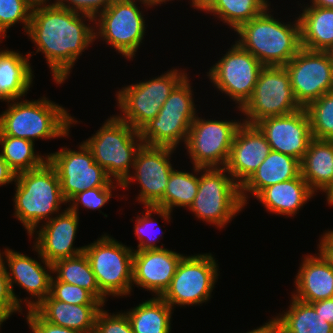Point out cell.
I'll return each mask as SVG.
<instances>
[{"instance_id": "6da1fadb", "label": "cell", "mask_w": 333, "mask_h": 333, "mask_svg": "<svg viewBox=\"0 0 333 333\" xmlns=\"http://www.w3.org/2000/svg\"><path fill=\"white\" fill-rule=\"evenodd\" d=\"M82 18L94 21L92 16H80V13L55 3L35 5L32 8L26 34L36 45V53L42 52L45 55L57 84L68 79L75 61L95 40V26L86 25V20Z\"/></svg>"}, {"instance_id": "7a4b0ae2", "label": "cell", "mask_w": 333, "mask_h": 333, "mask_svg": "<svg viewBox=\"0 0 333 333\" xmlns=\"http://www.w3.org/2000/svg\"><path fill=\"white\" fill-rule=\"evenodd\" d=\"M268 10L235 30L236 43L263 66H285L301 49L299 20L293 25L281 23Z\"/></svg>"}, {"instance_id": "3957f363", "label": "cell", "mask_w": 333, "mask_h": 333, "mask_svg": "<svg viewBox=\"0 0 333 333\" xmlns=\"http://www.w3.org/2000/svg\"><path fill=\"white\" fill-rule=\"evenodd\" d=\"M14 182V216L23 224L29 236H33L42 220H51V215L61 210L62 203L67 204L57 171L48 160L37 169L16 174Z\"/></svg>"}, {"instance_id": "277c9868", "label": "cell", "mask_w": 333, "mask_h": 333, "mask_svg": "<svg viewBox=\"0 0 333 333\" xmlns=\"http://www.w3.org/2000/svg\"><path fill=\"white\" fill-rule=\"evenodd\" d=\"M0 115V135L37 139L60 138L69 135L75 119L62 106L46 97L21 102L11 101Z\"/></svg>"}, {"instance_id": "5b68a950", "label": "cell", "mask_w": 333, "mask_h": 333, "mask_svg": "<svg viewBox=\"0 0 333 333\" xmlns=\"http://www.w3.org/2000/svg\"><path fill=\"white\" fill-rule=\"evenodd\" d=\"M84 143L95 162L118 186L130 175L129 168H133L136 153L143 144L140 132L117 116H110Z\"/></svg>"}, {"instance_id": "8992f818", "label": "cell", "mask_w": 333, "mask_h": 333, "mask_svg": "<svg viewBox=\"0 0 333 333\" xmlns=\"http://www.w3.org/2000/svg\"><path fill=\"white\" fill-rule=\"evenodd\" d=\"M193 170L194 173L201 174L198 192L189 210L198 219L224 228L241 209L243 210L240 186L230 174L226 175L229 172L225 167H194Z\"/></svg>"}, {"instance_id": "52a82bcc", "label": "cell", "mask_w": 333, "mask_h": 333, "mask_svg": "<svg viewBox=\"0 0 333 333\" xmlns=\"http://www.w3.org/2000/svg\"><path fill=\"white\" fill-rule=\"evenodd\" d=\"M187 75L185 71L171 69L151 80L122 88L116 96L123 114L117 117L140 131L157 116L171 92Z\"/></svg>"}, {"instance_id": "ba28073f", "label": "cell", "mask_w": 333, "mask_h": 333, "mask_svg": "<svg viewBox=\"0 0 333 333\" xmlns=\"http://www.w3.org/2000/svg\"><path fill=\"white\" fill-rule=\"evenodd\" d=\"M83 252L105 297L131 294L133 249L104 234Z\"/></svg>"}, {"instance_id": "9c48e42d", "label": "cell", "mask_w": 333, "mask_h": 333, "mask_svg": "<svg viewBox=\"0 0 333 333\" xmlns=\"http://www.w3.org/2000/svg\"><path fill=\"white\" fill-rule=\"evenodd\" d=\"M301 108L285 67L264 66L251 97L239 110L247 117L242 122L255 125L262 119L290 114Z\"/></svg>"}, {"instance_id": "30bf717a", "label": "cell", "mask_w": 333, "mask_h": 333, "mask_svg": "<svg viewBox=\"0 0 333 333\" xmlns=\"http://www.w3.org/2000/svg\"><path fill=\"white\" fill-rule=\"evenodd\" d=\"M138 8L136 0H114L94 18L95 40L100 36L128 60L134 58L146 29Z\"/></svg>"}, {"instance_id": "8fae6325", "label": "cell", "mask_w": 333, "mask_h": 333, "mask_svg": "<svg viewBox=\"0 0 333 333\" xmlns=\"http://www.w3.org/2000/svg\"><path fill=\"white\" fill-rule=\"evenodd\" d=\"M218 275V264L211 253L184 256L161 298L172 308L200 305L210 299Z\"/></svg>"}, {"instance_id": "7c38bea8", "label": "cell", "mask_w": 333, "mask_h": 333, "mask_svg": "<svg viewBox=\"0 0 333 333\" xmlns=\"http://www.w3.org/2000/svg\"><path fill=\"white\" fill-rule=\"evenodd\" d=\"M239 121L193 120L185 143L193 167L222 168L229 160Z\"/></svg>"}, {"instance_id": "4fadbf2b", "label": "cell", "mask_w": 333, "mask_h": 333, "mask_svg": "<svg viewBox=\"0 0 333 333\" xmlns=\"http://www.w3.org/2000/svg\"><path fill=\"white\" fill-rule=\"evenodd\" d=\"M48 162L56 169L61 192L68 203L86 189L108 187L112 182L106 171L95 162L92 152L81 143L79 151L67 147L47 155Z\"/></svg>"}, {"instance_id": "5bb4252c", "label": "cell", "mask_w": 333, "mask_h": 333, "mask_svg": "<svg viewBox=\"0 0 333 333\" xmlns=\"http://www.w3.org/2000/svg\"><path fill=\"white\" fill-rule=\"evenodd\" d=\"M264 66L236 42L215 65L208 75L211 82L229 96L240 109L251 97L260 71Z\"/></svg>"}, {"instance_id": "9a60e30c", "label": "cell", "mask_w": 333, "mask_h": 333, "mask_svg": "<svg viewBox=\"0 0 333 333\" xmlns=\"http://www.w3.org/2000/svg\"><path fill=\"white\" fill-rule=\"evenodd\" d=\"M284 67L295 99L302 108L333 91V62L326 51L301 48Z\"/></svg>"}, {"instance_id": "2e32d148", "label": "cell", "mask_w": 333, "mask_h": 333, "mask_svg": "<svg viewBox=\"0 0 333 333\" xmlns=\"http://www.w3.org/2000/svg\"><path fill=\"white\" fill-rule=\"evenodd\" d=\"M175 149L142 144L134 160V175H129L121 188H129L130 183L138 181L140 193L137 200L144 206H154L165 193L172 170L171 157Z\"/></svg>"}, {"instance_id": "e0dca14e", "label": "cell", "mask_w": 333, "mask_h": 333, "mask_svg": "<svg viewBox=\"0 0 333 333\" xmlns=\"http://www.w3.org/2000/svg\"><path fill=\"white\" fill-rule=\"evenodd\" d=\"M255 125L264 134L271 150L294 157L300 162L313 139L305 108L262 119Z\"/></svg>"}, {"instance_id": "ac0fdd59", "label": "cell", "mask_w": 333, "mask_h": 333, "mask_svg": "<svg viewBox=\"0 0 333 333\" xmlns=\"http://www.w3.org/2000/svg\"><path fill=\"white\" fill-rule=\"evenodd\" d=\"M2 254H4L5 259L3 258V260H6L4 262L7 263L9 268H7V276L16 303L21 308L22 299L15 295L13 291L14 283L21 286L31 297L36 299L31 300V297L29 300L28 298L24 299V302L27 303V310L34 309L50 294L51 274H53L51 273L52 264L40 257V259L42 258L41 262L45 265L43 267L41 262L9 248H6Z\"/></svg>"}, {"instance_id": "d6986e66", "label": "cell", "mask_w": 333, "mask_h": 333, "mask_svg": "<svg viewBox=\"0 0 333 333\" xmlns=\"http://www.w3.org/2000/svg\"><path fill=\"white\" fill-rule=\"evenodd\" d=\"M271 147L256 125L242 122L234 136L226 170L241 187L269 155Z\"/></svg>"}, {"instance_id": "ffe728a7", "label": "cell", "mask_w": 333, "mask_h": 333, "mask_svg": "<svg viewBox=\"0 0 333 333\" xmlns=\"http://www.w3.org/2000/svg\"><path fill=\"white\" fill-rule=\"evenodd\" d=\"M184 255L175 251L152 249L133 252L132 285L154 292L161 297L171 284Z\"/></svg>"}, {"instance_id": "44dd1931", "label": "cell", "mask_w": 333, "mask_h": 333, "mask_svg": "<svg viewBox=\"0 0 333 333\" xmlns=\"http://www.w3.org/2000/svg\"><path fill=\"white\" fill-rule=\"evenodd\" d=\"M79 216L69 208L42 224L34 243L38 257L53 264L60 259L70 258L83 253L85 246L73 247L77 233Z\"/></svg>"}, {"instance_id": "7402d4cb", "label": "cell", "mask_w": 333, "mask_h": 333, "mask_svg": "<svg viewBox=\"0 0 333 333\" xmlns=\"http://www.w3.org/2000/svg\"><path fill=\"white\" fill-rule=\"evenodd\" d=\"M292 296L306 303L333 298V266L319 252L305 256L295 278Z\"/></svg>"}, {"instance_id": "603a6c76", "label": "cell", "mask_w": 333, "mask_h": 333, "mask_svg": "<svg viewBox=\"0 0 333 333\" xmlns=\"http://www.w3.org/2000/svg\"><path fill=\"white\" fill-rule=\"evenodd\" d=\"M300 161L289 155L271 150L251 177L240 187V196L245 206L248 194L256 197L263 189L298 177Z\"/></svg>"}, {"instance_id": "cb8c5ba5", "label": "cell", "mask_w": 333, "mask_h": 333, "mask_svg": "<svg viewBox=\"0 0 333 333\" xmlns=\"http://www.w3.org/2000/svg\"><path fill=\"white\" fill-rule=\"evenodd\" d=\"M103 306V304H69L48 295L34 310L51 324L90 333L95 329L97 314Z\"/></svg>"}, {"instance_id": "d4e9b609", "label": "cell", "mask_w": 333, "mask_h": 333, "mask_svg": "<svg viewBox=\"0 0 333 333\" xmlns=\"http://www.w3.org/2000/svg\"><path fill=\"white\" fill-rule=\"evenodd\" d=\"M313 196L314 192L300 174L296 178L263 189L256 198L267 211L289 217L296 215Z\"/></svg>"}, {"instance_id": "484cf974", "label": "cell", "mask_w": 333, "mask_h": 333, "mask_svg": "<svg viewBox=\"0 0 333 333\" xmlns=\"http://www.w3.org/2000/svg\"><path fill=\"white\" fill-rule=\"evenodd\" d=\"M0 49V100L15 101L27 94L33 83V71L28 62L32 54Z\"/></svg>"}, {"instance_id": "4316f807", "label": "cell", "mask_w": 333, "mask_h": 333, "mask_svg": "<svg viewBox=\"0 0 333 333\" xmlns=\"http://www.w3.org/2000/svg\"><path fill=\"white\" fill-rule=\"evenodd\" d=\"M300 166L309 188L324 192L333 182V140L312 139Z\"/></svg>"}, {"instance_id": "83f0119b", "label": "cell", "mask_w": 333, "mask_h": 333, "mask_svg": "<svg viewBox=\"0 0 333 333\" xmlns=\"http://www.w3.org/2000/svg\"><path fill=\"white\" fill-rule=\"evenodd\" d=\"M298 16L301 48L327 51L333 45V8L309 6Z\"/></svg>"}, {"instance_id": "f1b7e54d", "label": "cell", "mask_w": 333, "mask_h": 333, "mask_svg": "<svg viewBox=\"0 0 333 333\" xmlns=\"http://www.w3.org/2000/svg\"><path fill=\"white\" fill-rule=\"evenodd\" d=\"M284 313L272 318L276 333H333V326L310 303L293 296L289 310Z\"/></svg>"}, {"instance_id": "f546056e", "label": "cell", "mask_w": 333, "mask_h": 333, "mask_svg": "<svg viewBox=\"0 0 333 333\" xmlns=\"http://www.w3.org/2000/svg\"><path fill=\"white\" fill-rule=\"evenodd\" d=\"M192 7L217 15L234 31L260 15L269 6L267 0H191Z\"/></svg>"}, {"instance_id": "4dcf8cb0", "label": "cell", "mask_w": 333, "mask_h": 333, "mask_svg": "<svg viewBox=\"0 0 333 333\" xmlns=\"http://www.w3.org/2000/svg\"><path fill=\"white\" fill-rule=\"evenodd\" d=\"M196 117L156 116L139 132L143 144L176 149L180 141L186 143Z\"/></svg>"}, {"instance_id": "1f68e13d", "label": "cell", "mask_w": 333, "mask_h": 333, "mask_svg": "<svg viewBox=\"0 0 333 333\" xmlns=\"http://www.w3.org/2000/svg\"><path fill=\"white\" fill-rule=\"evenodd\" d=\"M172 308L161 297H153L126 312L134 333H170Z\"/></svg>"}, {"instance_id": "d6a6232c", "label": "cell", "mask_w": 333, "mask_h": 333, "mask_svg": "<svg viewBox=\"0 0 333 333\" xmlns=\"http://www.w3.org/2000/svg\"><path fill=\"white\" fill-rule=\"evenodd\" d=\"M55 278L69 284H74L88 290L103 305L107 299L100 291L95 274L85 253L60 259L52 264Z\"/></svg>"}, {"instance_id": "836d02e7", "label": "cell", "mask_w": 333, "mask_h": 333, "mask_svg": "<svg viewBox=\"0 0 333 333\" xmlns=\"http://www.w3.org/2000/svg\"><path fill=\"white\" fill-rule=\"evenodd\" d=\"M0 145V155L16 174L37 169L48 160L47 156L35 154V144L28 139L0 135Z\"/></svg>"}, {"instance_id": "e575fe53", "label": "cell", "mask_w": 333, "mask_h": 333, "mask_svg": "<svg viewBox=\"0 0 333 333\" xmlns=\"http://www.w3.org/2000/svg\"><path fill=\"white\" fill-rule=\"evenodd\" d=\"M198 186V176L173 169L164 196L154 206L171 213L173 207H187L189 209L198 192Z\"/></svg>"}, {"instance_id": "d590c367", "label": "cell", "mask_w": 333, "mask_h": 333, "mask_svg": "<svg viewBox=\"0 0 333 333\" xmlns=\"http://www.w3.org/2000/svg\"><path fill=\"white\" fill-rule=\"evenodd\" d=\"M305 110L313 139L333 140V91L309 103Z\"/></svg>"}, {"instance_id": "8d00e7d4", "label": "cell", "mask_w": 333, "mask_h": 333, "mask_svg": "<svg viewBox=\"0 0 333 333\" xmlns=\"http://www.w3.org/2000/svg\"><path fill=\"white\" fill-rule=\"evenodd\" d=\"M188 75L174 88L157 116L196 117Z\"/></svg>"}, {"instance_id": "74e56055", "label": "cell", "mask_w": 333, "mask_h": 333, "mask_svg": "<svg viewBox=\"0 0 333 333\" xmlns=\"http://www.w3.org/2000/svg\"><path fill=\"white\" fill-rule=\"evenodd\" d=\"M146 207V213H143V216H137L136 218V225L134 227V233L137 235V238L139 239V244L137 246V249L134 251H143V250H152V249H163V244L161 246L156 245V241L158 238L159 232L162 230L161 227L159 226L157 232V235L152 234L154 232V225L153 218H152V213L159 215L161 218L164 220H167L169 222L171 219V212L168 210H164L161 208H157L155 206H145ZM151 227V228H150ZM150 229V230H149ZM153 230V232L151 231ZM155 233V232H154ZM151 234V235H150ZM154 235V236H153ZM147 236V237H146ZM147 238V239H146ZM154 244H153V243Z\"/></svg>"}, {"instance_id": "f35d334b", "label": "cell", "mask_w": 333, "mask_h": 333, "mask_svg": "<svg viewBox=\"0 0 333 333\" xmlns=\"http://www.w3.org/2000/svg\"><path fill=\"white\" fill-rule=\"evenodd\" d=\"M33 5L27 0H0V37H6L7 29L22 22L27 33Z\"/></svg>"}, {"instance_id": "ab89813d", "label": "cell", "mask_w": 333, "mask_h": 333, "mask_svg": "<svg viewBox=\"0 0 333 333\" xmlns=\"http://www.w3.org/2000/svg\"><path fill=\"white\" fill-rule=\"evenodd\" d=\"M53 276L49 294L53 299L75 305L102 304L88 290L74 284L58 281Z\"/></svg>"}, {"instance_id": "60d3db41", "label": "cell", "mask_w": 333, "mask_h": 333, "mask_svg": "<svg viewBox=\"0 0 333 333\" xmlns=\"http://www.w3.org/2000/svg\"><path fill=\"white\" fill-rule=\"evenodd\" d=\"M112 182L108 187H97L93 189H86L83 192L75 195L69 202L70 206L68 207L72 212L78 213L79 203L83 207L89 210H100L111 198L112 189L114 190L116 185H113ZM72 203V204H71Z\"/></svg>"}, {"instance_id": "b9f144b4", "label": "cell", "mask_w": 333, "mask_h": 333, "mask_svg": "<svg viewBox=\"0 0 333 333\" xmlns=\"http://www.w3.org/2000/svg\"><path fill=\"white\" fill-rule=\"evenodd\" d=\"M96 333H134L126 313L109 314L103 308L97 314Z\"/></svg>"}, {"instance_id": "7bdbcfd3", "label": "cell", "mask_w": 333, "mask_h": 333, "mask_svg": "<svg viewBox=\"0 0 333 333\" xmlns=\"http://www.w3.org/2000/svg\"><path fill=\"white\" fill-rule=\"evenodd\" d=\"M0 253V318L7 320L13 313L21 312L16 303L7 276V266Z\"/></svg>"}, {"instance_id": "ee69618b", "label": "cell", "mask_w": 333, "mask_h": 333, "mask_svg": "<svg viewBox=\"0 0 333 333\" xmlns=\"http://www.w3.org/2000/svg\"><path fill=\"white\" fill-rule=\"evenodd\" d=\"M113 1L114 0H56L55 4L68 10H72L80 14H86L95 18Z\"/></svg>"}, {"instance_id": "f6af8a7d", "label": "cell", "mask_w": 333, "mask_h": 333, "mask_svg": "<svg viewBox=\"0 0 333 333\" xmlns=\"http://www.w3.org/2000/svg\"><path fill=\"white\" fill-rule=\"evenodd\" d=\"M26 320L33 333H82L45 321L34 309L27 311Z\"/></svg>"}, {"instance_id": "bcb514c9", "label": "cell", "mask_w": 333, "mask_h": 333, "mask_svg": "<svg viewBox=\"0 0 333 333\" xmlns=\"http://www.w3.org/2000/svg\"><path fill=\"white\" fill-rule=\"evenodd\" d=\"M320 240L318 251L333 266V230L326 231Z\"/></svg>"}, {"instance_id": "7dc6e473", "label": "cell", "mask_w": 333, "mask_h": 333, "mask_svg": "<svg viewBox=\"0 0 333 333\" xmlns=\"http://www.w3.org/2000/svg\"><path fill=\"white\" fill-rule=\"evenodd\" d=\"M310 304L315 308L317 313H320L326 322L333 326V298L316 301Z\"/></svg>"}, {"instance_id": "c3c4849f", "label": "cell", "mask_w": 333, "mask_h": 333, "mask_svg": "<svg viewBox=\"0 0 333 333\" xmlns=\"http://www.w3.org/2000/svg\"><path fill=\"white\" fill-rule=\"evenodd\" d=\"M16 179V173L0 155V186L9 184Z\"/></svg>"}, {"instance_id": "681fc988", "label": "cell", "mask_w": 333, "mask_h": 333, "mask_svg": "<svg viewBox=\"0 0 333 333\" xmlns=\"http://www.w3.org/2000/svg\"><path fill=\"white\" fill-rule=\"evenodd\" d=\"M246 333H276V327L274 321L271 319L269 322L263 324V326L257 327Z\"/></svg>"}, {"instance_id": "f907efd6", "label": "cell", "mask_w": 333, "mask_h": 333, "mask_svg": "<svg viewBox=\"0 0 333 333\" xmlns=\"http://www.w3.org/2000/svg\"><path fill=\"white\" fill-rule=\"evenodd\" d=\"M310 6L333 8V0H311Z\"/></svg>"}, {"instance_id": "816d5d0a", "label": "cell", "mask_w": 333, "mask_h": 333, "mask_svg": "<svg viewBox=\"0 0 333 333\" xmlns=\"http://www.w3.org/2000/svg\"><path fill=\"white\" fill-rule=\"evenodd\" d=\"M326 193V199L328 201V204L333 206V182L327 187V189L324 191Z\"/></svg>"}, {"instance_id": "f5cc1de1", "label": "cell", "mask_w": 333, "mask_h": 333, "mask_svg": "<svg viewBox=\"0 0 333 333\" xmlns=\"http://www.w3.org/2000/svg\"><path fill=\"white\" fill-rule=\"evenodd\" d=\"M139 1L142 2V4H145L147 7L148 6L150 7V6H155L157 4L161 5V3L167 2L169 0H139Z\"/></svg>"}, {"instance_id": "db71d44e", "label": "cell", "mask_w": 333, "mask_h": 333, "mask_svg": "<svg viewBox=\"0 0 333 333\" xmlns=\"http://www.w3.org/2000/svg\"><path fill=\"white\" fill-rule=\"evenodd\" d=\"M27 1H29L33 6H35V5L45 4L49 0H27Z\"/></svg>"}, {"instance_id": "11a10c76", "label": "cell", "mask_w": 333, "mask_h": 333, "mask_svg": "<svg viewBox=\"0 0 333 333\" xmlns=\"http://www.w3.org/2000/svg\"><path fill=\"white\" fill-rule=\"evenodd\" d=\"M333 62V45L326 51Z\"/></svg>"}, {"instance_id": "9f6ffc18", "label": "cell", "mask_w": 333, "mask_h": 333, "mask_svg": "<svg viewBox=\"0 0 333 333\" xmlns=\"http://www.w3.org/2000/svg\"><path fill=\"white\" fill-rule=\"evenodd\" d=\"M5 321H6L5 319L0 318V327H1L2 323Z\"/></svg>"}]
</instances>
